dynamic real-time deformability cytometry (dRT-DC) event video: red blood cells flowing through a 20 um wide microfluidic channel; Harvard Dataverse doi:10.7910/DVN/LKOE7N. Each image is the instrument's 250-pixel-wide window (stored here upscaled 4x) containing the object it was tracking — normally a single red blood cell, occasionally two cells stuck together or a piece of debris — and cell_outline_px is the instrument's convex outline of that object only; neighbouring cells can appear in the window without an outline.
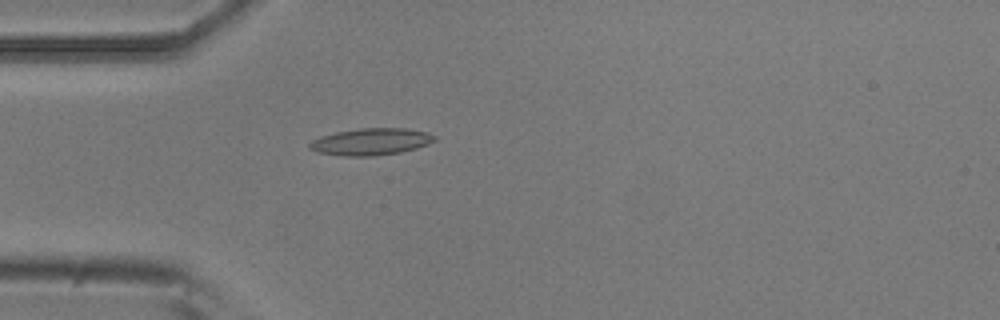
{"species": "common noctule bat (a hibernating species)", "species_latin": "Nyctalus noctula", "temperature_condition": "room temperature", "stored_images_in_passage": 5, "camera_frame_rate_fps": 3000, "um_per_image_px": 0.085, "animal": {"sex": "male", "body_mass_g": 20.5, "forearm_length_mm": 52.5}, "frame": {"image": 1, "passage_image": 5, "time_ms": 1.333, "image_size_px": [1000, 320], "cell_outline_px": [[436, 140], [428, 144], [416, 148], [400, 152], [376, 156], [344, 156], [316, 152], [308, 148], [308, 144], [312, 140], [320, 136], [336, 132], [360, 128], [404, 128], [428, 132], [436, 136]], "centroid_in_image_um": [31.52, 12.04], "position_along_channel_um": 53.5, "area_um2": 19.71}}